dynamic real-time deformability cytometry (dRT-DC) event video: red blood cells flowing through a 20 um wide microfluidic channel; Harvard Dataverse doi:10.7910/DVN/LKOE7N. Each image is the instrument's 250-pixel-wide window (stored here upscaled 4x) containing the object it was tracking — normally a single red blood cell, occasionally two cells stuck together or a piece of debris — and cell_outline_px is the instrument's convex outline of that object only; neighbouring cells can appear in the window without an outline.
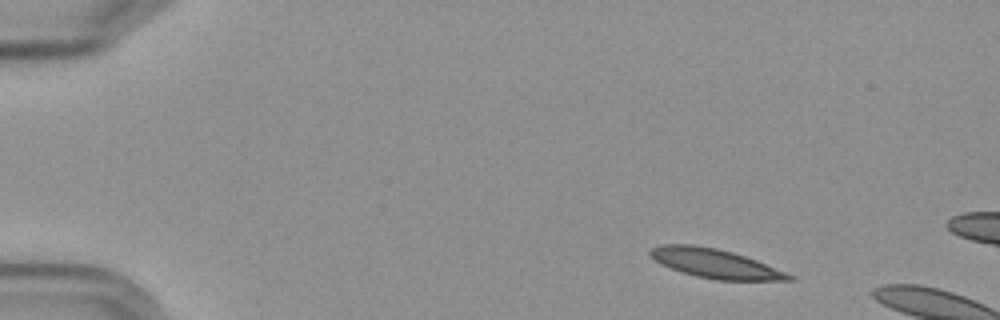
{"species": "Egyptian fruit bat (a non-hibernating species)", "species_latin": "Rousettus aegyptiacus", "temperature_condition": "cold", "stored_images_in_passage": 3, "camera_frame_rate_fps": 3000, "um_per_image_px": 0.085, "frame": {"image": 1, "passage_image": 1, "time_ms": 0.0, "image_size_px": [1000, 320], "cell_outline_px": [[796, 280], [716, 280], [696, 276], [680, 272], [660, 264], [648, 252], [652, 248], [660, 244], [692, 244], [716, 248], [732, 252], [756, 260], [784, 272], [792, 276]], "centroid_in_image_um": [60.72, 22.39], "position_along_channel_um": 24.3, "area_um2": 23.29}}